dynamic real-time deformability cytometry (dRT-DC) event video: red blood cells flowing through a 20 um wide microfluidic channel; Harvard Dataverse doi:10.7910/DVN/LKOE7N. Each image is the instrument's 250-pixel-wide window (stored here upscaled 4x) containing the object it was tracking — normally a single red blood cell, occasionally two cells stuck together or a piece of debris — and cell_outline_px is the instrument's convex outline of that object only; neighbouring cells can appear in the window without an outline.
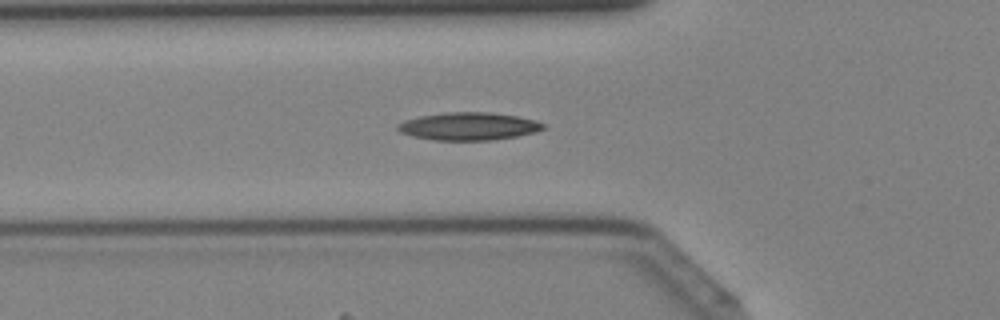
{"species": "Egyptian fruit bat (a non-hibernating species)", "species_latin": "Rousettus aegyptiacus", "temperature_condition": "cold", "stored_images_in_passage": 41, "camera_frame_rate_fps": 3000, "um_per_image_px": 0.085, "animal": {"sex": "female"}, "frame": {"image": 1, "passage_image": 14, "time_ms": 4.333, "image_size_px": [1000, 320], "cell_outline_px": [[544, 128], [536, 132], [516, 136], [492, 140], [432, 140], [412, 136], [400, 132], [396, 128], [396, 124], [404, 120], [420, 116], [444, 112], [492, 112], [516, 116], [536, 120], [544, 124]], "centroid_in_image_um": [39.8, 10.73], "position_along_channel_um": 86.0, "area_um2": 23.64}}
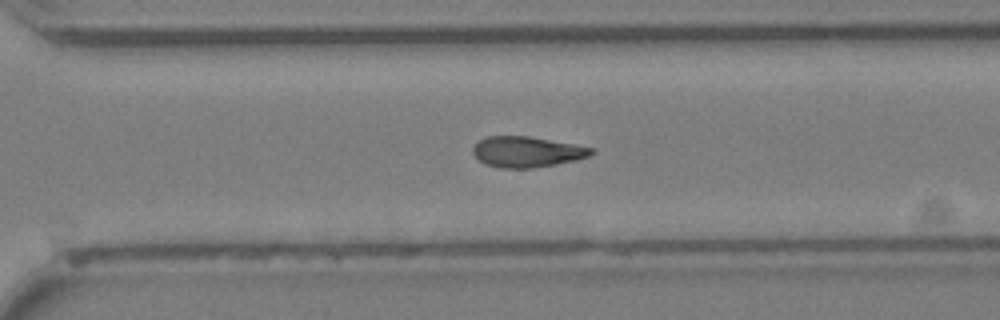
{"frame": {"image": 2, "passage_image": 29, "time_ms": 9.333, "image_size_px": [1000, 320], "cell_outline_px": [[596, 152], [588, 156], [576, 160], [556, 164], [532, 168], [500, 168], [484, 164], [472, 152], [472, 148], [484, 136], [528, 136], [572, 144], [592, 148]], "centroid_in_image_um": [44.76, 12.91], "position_along_channel_um": 325.8, "area_um2": 21.04}}
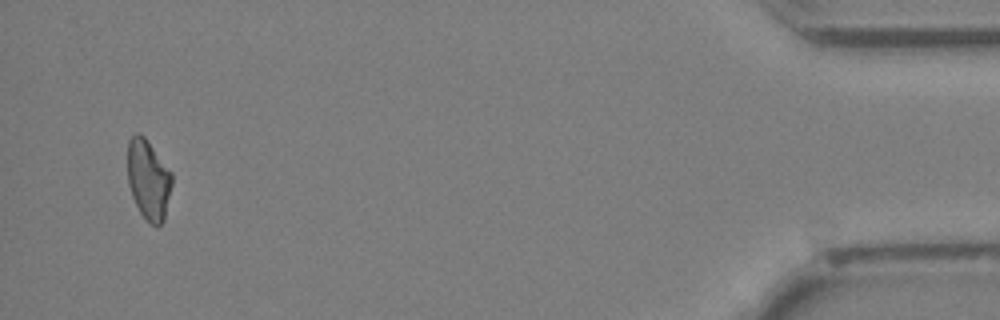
{"frame": {"image": 3, "passage_image": 40, "time_ms": 13.0, "image_size_px": [1000, 320], "cell_outline_px": [[172, 184], [164, 220], [156, 228], [140, 212], [132, 196], [128, 184], [128, 140], [136, 132], [144, 136], [172, 172]], "centroid_in_image_um": [12.62, 15.26], "position_along_channel_um": 422.6, "area_um2": 20.58}}